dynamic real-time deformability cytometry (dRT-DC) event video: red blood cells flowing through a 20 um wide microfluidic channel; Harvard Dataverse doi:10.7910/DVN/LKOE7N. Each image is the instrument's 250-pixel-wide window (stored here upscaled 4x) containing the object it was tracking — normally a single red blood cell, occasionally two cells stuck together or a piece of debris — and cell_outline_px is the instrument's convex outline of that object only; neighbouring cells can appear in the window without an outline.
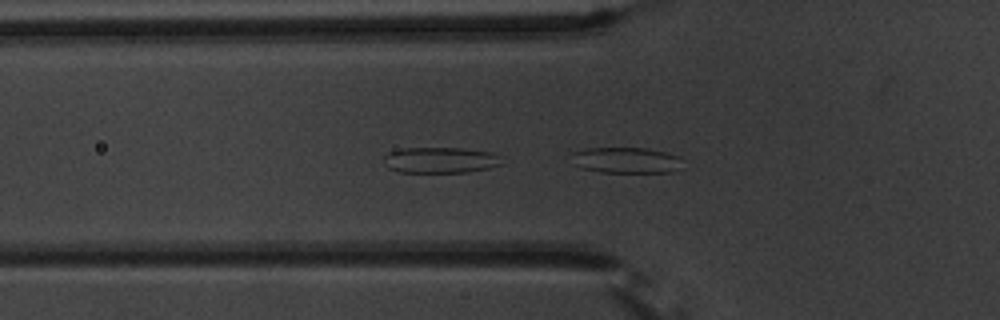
{"species": "common noctule bat (a hibernating species)", "species_latin": "Nyctalus noctula", "temperature_condition": "warm", "stored_images_in_passage": 28, "camera_frame_rate_fps": 3000, "um_per_image_px": 0.085, "animal": {"sex": "male", "body_mass_g": 20.1, "forearm_length_mm": 53.5}, "frame": {"image": 1, "passage_image": 20, "time_ms": 6.333, "image_size_px": [1000, 320], "cell_outline_px": [[680, 156], [672, 172], [600, 172], [584, 168], [572, 164], [572, 152], [584, 148], [648, 148], [668, 152]], "centroid_in_image_um": [53.12, 13.6], "position_along_channel_um": 72.7, "area_um2": 16.53}}